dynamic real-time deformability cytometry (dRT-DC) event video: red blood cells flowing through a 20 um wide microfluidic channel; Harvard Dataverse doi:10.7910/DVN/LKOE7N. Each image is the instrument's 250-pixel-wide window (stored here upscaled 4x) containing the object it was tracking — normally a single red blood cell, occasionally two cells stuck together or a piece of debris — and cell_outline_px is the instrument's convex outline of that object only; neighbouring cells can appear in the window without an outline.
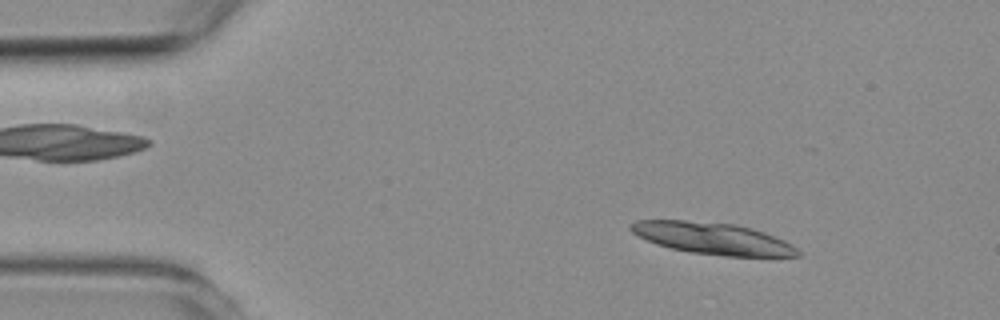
{"species": "common noctule bat (a hibernating species)", "species_latin": "Nyctalus noctula", "temperature_condition": "room temperature", "stored_images_in_passage": 4, "camera_frame_rate_fps": 3000, "um_per_image_px": 0.085, "animal": {"sex": "female", "body_mass_g": 19.3, "forearm_length_mm": 54.1}, "frame": {"image": 1, "passage_image": 1, "time_ms": 0.0, "image_size_px": [1000, 320], "cell_outline_px": [[800, 256], [724, 256], [688, 252], [668, 248], [656, 244], [632, 232], [628, 228], [628, 224], [636, 220], [684, 220], [736, 224], [752, 228], [764, 232], [784, 240], [792, 244], [800, 252]], "centroid_in_image_um": [60.55, 20.26], "position_along_channel_um": 24.4, "area_um2": 30.98}}